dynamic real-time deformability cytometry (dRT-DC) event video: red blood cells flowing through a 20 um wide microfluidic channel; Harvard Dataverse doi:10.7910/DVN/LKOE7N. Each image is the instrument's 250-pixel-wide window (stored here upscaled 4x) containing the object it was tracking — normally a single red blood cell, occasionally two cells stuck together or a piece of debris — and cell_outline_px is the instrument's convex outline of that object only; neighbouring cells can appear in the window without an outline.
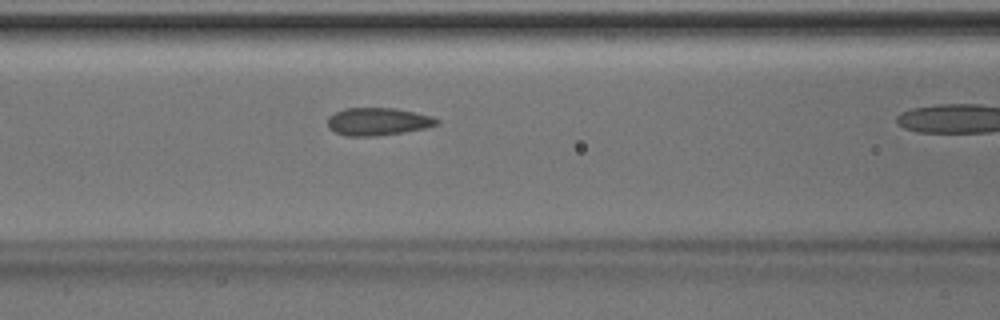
{"species": "Egyptian fruit bat (a non-hibernating species)", "species_latin": "Rousettus aegyptiacus", "temperature_condition": "room temperature", "stored_images_in_passage": 8, "camera_frame_rate_fps": 3000, "um_per_image_px": 0.085, "animal": {"sex": "male"}, "frame": {"image": 1, "passage_image": 7, "time_ms": 2.0, "image_size_px": [1000, 320], "cell_outline_px": [[440, 124], [428, 128], [404, 132], [376, 136], [348, 136], [336, 132], [328, 128], [328, 116], [344, 108], [396, 108], [432, 116], [440, 120]], "centroid_in_image_um": [32.16, 10.33], "position_along_channel_um": 134.4, "area_um2": 17.74}}